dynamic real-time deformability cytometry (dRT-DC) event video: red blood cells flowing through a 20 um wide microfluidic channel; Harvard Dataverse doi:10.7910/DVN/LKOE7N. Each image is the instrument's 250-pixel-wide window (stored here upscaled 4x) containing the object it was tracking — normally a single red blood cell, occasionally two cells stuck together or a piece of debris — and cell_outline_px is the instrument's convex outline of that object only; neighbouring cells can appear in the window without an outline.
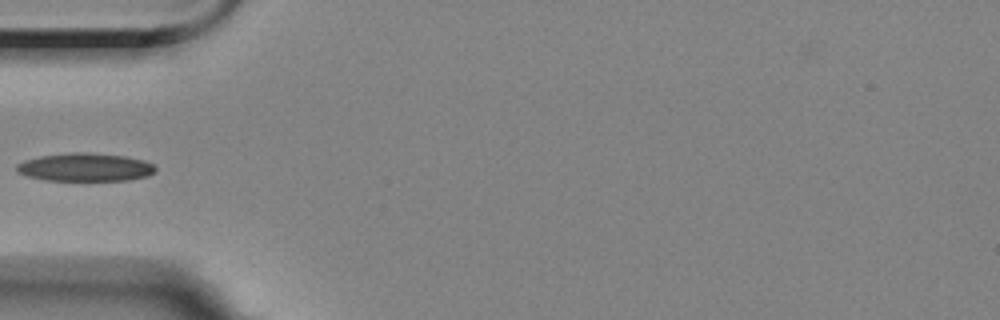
{"species": "Egyptian fruit bat (a non-hibernating species)", "species_latin": "Rousettus aegyptiacus", "temperature_condition": "room temperature", "stored_images_in_passage": 12, "camera_frame_rate_fps": 3000, "um_per_image_px": 0.085, "animal": {"sex": "female"}, "frame": {"image": 1, "passage_image": 4, "time_ms": 5.0, "image_size_px": [1000, 320], "cell_outline_px": [[156, 172], [148, 176], [128, 180], [44, 180], [28, 176], [16, 172], [16, 164], [24, 160], [40, 156], [72, 152], [84, 152], [124, 156], [144, 160], [152, 164], [156, 168]], "centroid_in_image_um": [7.23, 14.21], "position_along_channel_um": 77.8, "area_um2": 22.77}}
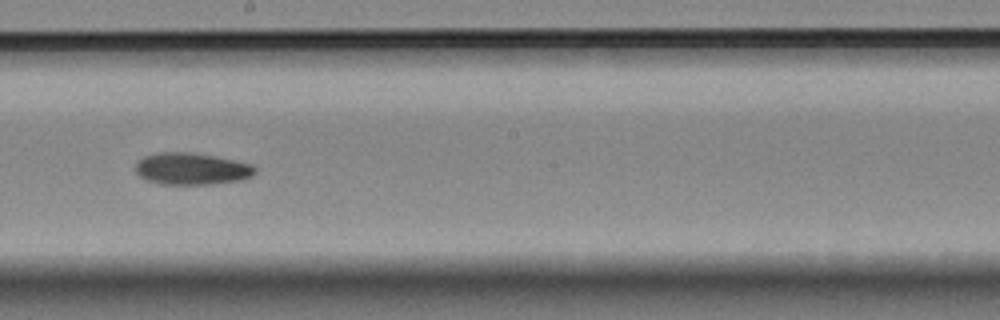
{"frame": {"image": 2, "passage_image": 8, "time_ms": 9.333, "image_size_px": [1000, 320], "cell_outline_px": [[256, 172], [252, 176], [240, 180], [212, 184], [160, 184], [144, 180], [136, 172], [136, 164], [144, 156], [160, 152], [188, 152], [212, 156], [252, 164], [256, 168]], "centroid_in_image_um": [16.27, 14.36], "position_along_channel_um": 231.9, "area_um2": 22.08}}
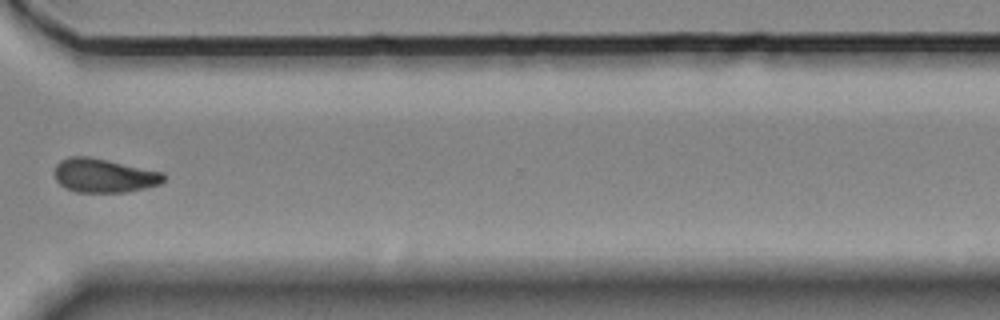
{"frame": {"image": 3, "passage_image": 11, "time_ms": 13.0, "image_size_px": [1000, 320], "cell_outline_px": [[164, 180], [160, 184], [144, 188], [124, 192], [76, 192], [64, 188], [56, 180], [56, 164], [60, 160], [68, 156], [88, 156], [108, 160], [164, 172]], "centroid_in_image_um": [8.83, 14.91], "position_along_channel_um": 361.8, "area_um2": 21.56}, "authors_computed_cell_mechanics": {"area_um2": 21.964, "velocity_mm_per_s": 3.549, "shape_relaxation_time_tau1_ms": 7.4305, "shape_relaxation_time_tau2_ms": null, "deformation_change_tau1": 0.1651, "deformation_change_tau2": null}}